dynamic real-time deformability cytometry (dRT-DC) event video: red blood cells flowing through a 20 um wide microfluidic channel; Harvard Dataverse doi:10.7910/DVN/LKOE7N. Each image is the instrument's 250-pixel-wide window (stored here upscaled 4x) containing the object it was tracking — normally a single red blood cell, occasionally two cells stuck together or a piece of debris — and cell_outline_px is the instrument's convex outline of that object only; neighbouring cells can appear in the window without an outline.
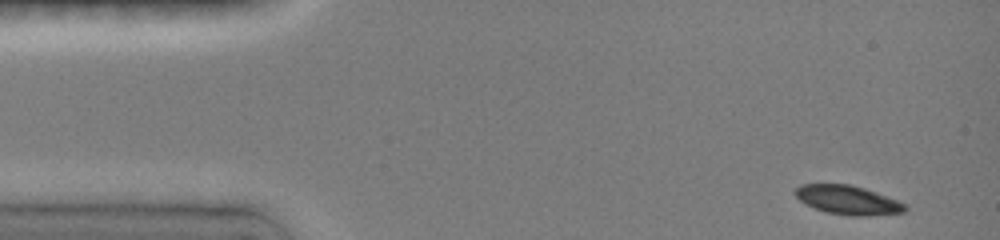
{"species": "common noctule bat (a hibernating species)", "species_latin": "Nyctalus noctula", "temperature_condition": "room temperature", "stored_images_in_passage": 70, "camera_frame_rate_fps": 3000, "um_per_image_px": 0.085, "animal": {"sex": "female", "body_mass_g": 19.0, "forearm_length_mm": 51.5}, "frame": {"image": 1, "passage_image": 1, "time_ms": 0.0, "image_size_px": [1000, 240], "cell_outline_px": [[908, 208], [904, 212], [868, 216], [852, 216], [828, 212], [816, 208], [800, 200], [792, 192], [800, 184], [852, 184], [876, 192], [896, 200], [904, 204]], "centroid_in_image_um": [72.06, 16.99], "position_along_channel_um": 12.9, "area_um2": 18.38}}
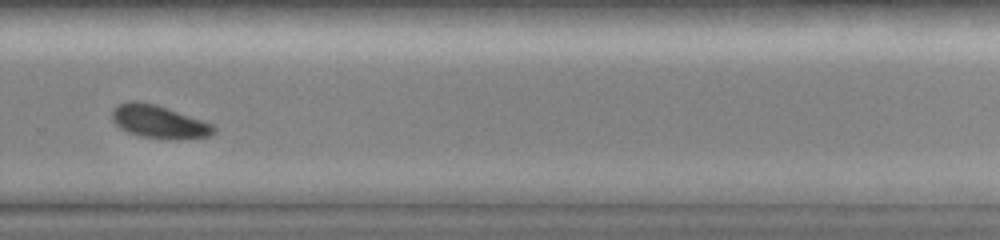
{"frame": {"image": 2, "passage_image": 51, "time_ms": 10.0, "image_size_px": [1000, 240], "cell_outline_px": [[216, 132], [208, 136], [140, 136], [128, 132], [120, 128], [112, 120], [112, 112], [120, 104], [128, 100], [136, 100], [156, 104], [212, 124], [216, 128]], "centroid_in_image_um": [13.43, 10.28], "position_along_channel_um": 316.4, "area_um2": 18.44}}
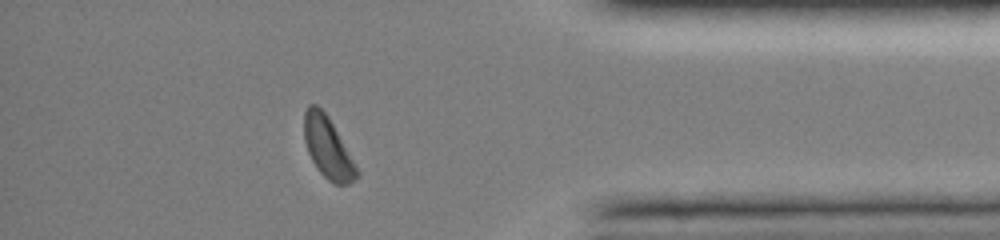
{"frame": {"image": 3, "passage_image": 63, "time_ms": 12.667, "image_size_px": [1000, 240], "cell_outline_px": [[360, 176], [348, 184], [332, 184], [316, 168], [308, 152], [304, 140], [304, 112], [308, 104], [316, 104], [328, 116], [360, 172]], "centroid_in_image_um": [27.86, 12.57], "position_along_channel_um": 407.3, "area_um2": 18.73}, "authors_computed_cell_mechanics": {"area_um2": 19.5364, "velocity_mm_per_s": 4.0143, "shape_relaxation_time_tau1_ms": 3.1461, "shape_relaxation_time_tau2_ms": null, "deformation_change_tau1": 0.1207, "deformation_change_tau2": null}}